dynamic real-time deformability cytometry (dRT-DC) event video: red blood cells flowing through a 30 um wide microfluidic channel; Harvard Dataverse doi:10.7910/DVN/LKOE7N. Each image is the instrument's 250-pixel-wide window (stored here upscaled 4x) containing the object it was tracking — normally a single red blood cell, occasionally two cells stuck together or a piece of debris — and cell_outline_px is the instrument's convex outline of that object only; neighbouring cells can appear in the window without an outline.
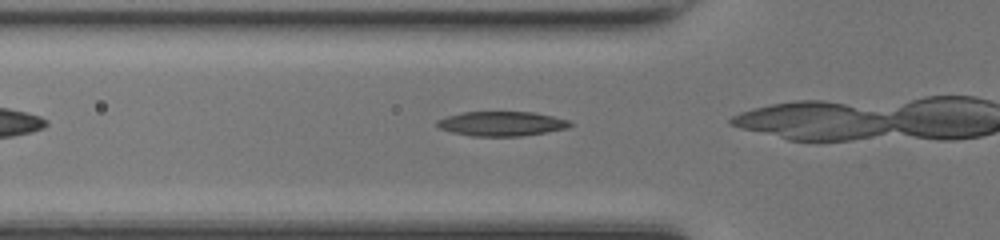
{"species": "common noctule bat (a hibernating species)", "species_latin": "Nyctalus noctula", "temperature_condition": "room temperature", "stored_images_in_passage": 5, "camera_frame_rate_fps": 3000, "um_per_image_px": 0.085, "animal": {"sex": "female", "body_mass_g": 17.0, "forearm_length_mm": 48.0}, "frame": {"image": 1, "passage_image": 2, "time_ms": 0.333, "image_size_px": [1000, 240], "cell_outline_px": [[572, 124], [568, 128], [520, 136], [472, 136], [452, 132], [436, 128], [436, 120], [444, 116], [464, 112], [532, 112], [552, 116], [568, 120]], "centroid_in_image_um": [42.56, 10.51], "position_along_channel_um": 83.2, "area_um2": 19.02}}